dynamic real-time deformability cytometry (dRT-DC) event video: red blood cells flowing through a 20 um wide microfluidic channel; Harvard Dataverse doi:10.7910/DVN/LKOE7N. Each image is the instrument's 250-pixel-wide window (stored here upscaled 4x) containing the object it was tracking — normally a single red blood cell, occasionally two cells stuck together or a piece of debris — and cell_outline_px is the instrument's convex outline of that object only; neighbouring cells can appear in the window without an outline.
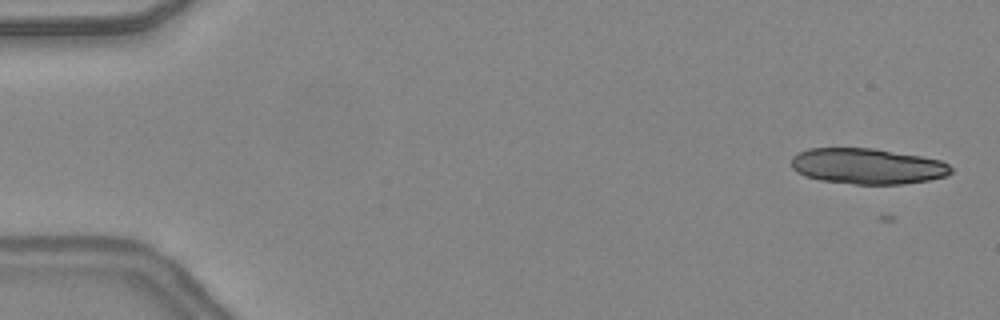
{"species": "common noctule bat (a hibernating species)", "species_latin": "Nyctalus noctula", "temperature_condition": "warm", "stored_images_in_passage": 16, "camera_frame_rate_fps": 3000, "um_per_image_px": 0.085, "animal": {"sex": "female", "body_mass_g": 24.6, "forearm_length_mm": 56.2}, "frame": {"image": 1, "passage_image": 2, "time_ms": 0.333, "image_size_px": [1000, 320], "cell_outline_px": [[952, 172], [944, 176], [928, 180], [904, 184], [856, 184], [820, 180], [804, 176], [796, 172], [792, 168], [792, 156], [808, 148], [872, 148], [920, 156], [940, 160], [948, 164], [952, 168]], "centroid_in_image_um": [73.7, 14.13], "position_along_channel_um": 11.3, "area_um2": 33.18}}